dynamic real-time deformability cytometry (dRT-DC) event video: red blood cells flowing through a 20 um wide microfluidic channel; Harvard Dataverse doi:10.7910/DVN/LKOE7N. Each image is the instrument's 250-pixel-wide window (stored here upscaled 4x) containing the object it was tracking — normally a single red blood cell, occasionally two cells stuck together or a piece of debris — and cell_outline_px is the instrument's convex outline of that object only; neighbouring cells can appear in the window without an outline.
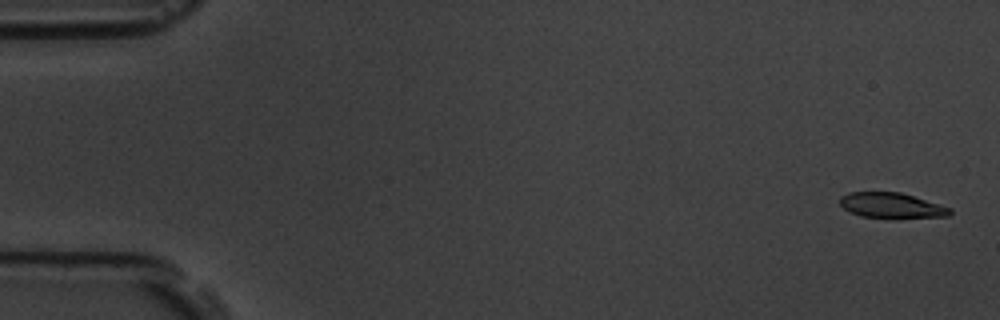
{"species": "common noctule bat (a hibernating species)", "species_latin": "Nyctalus noctula", "temperature_condition": "room temperature", "stored_images_in_passage": 6, "camera_frame_rate_fps": 3000, "um_per_image_px": 0.085, "animal": {"sex": "male", "body_mass_g": 19.5, "forearm_length_mm": 54.6}, "frame": {"image": 1, "passage_image": 1, "time_ms": 0.0, "image_size_px": [1000, 320], "cell_outline_px": [[952, 212], [948, 216], [888, 220], [860, 216], [844, 208], [840, 204], [840, 196], [848, 192], [900, 192], [952, 208]], "centroid_in_image_um": [75.79, 17.5], "position_along_channel_um": 9.2, "area_um2": 16.76}}
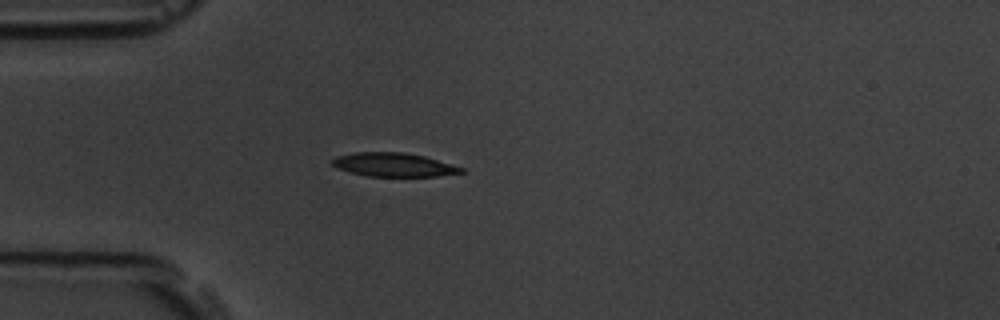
{"frame": {"image": 2, "passage_image": 5, "time_ms": 4.667, "image_size_px": [1000, 320], "cell_outline_px": [[464, 172], [436, 176], [368, 176], [336, 168], [328, 160], [336, 156], [356, 152], [404, 152], [424, 156], [464, 168]], "centroid_in_image_um": [33.41, 13.99], "position_along_channel_um": 51.6, "area_um2": 17.74}}